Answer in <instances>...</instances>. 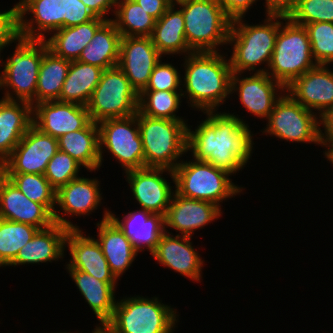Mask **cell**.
<instances>
[{
    "instance_id": "20",
    "label": "cell",
    "mask_w": 333,
    "mask_h": 333,
    "mask_svg": "<svg viewBox=\"0 0 333 333\" xmlns=\"http://www.w3.org/2000/svg\"><path fill=\"white\" fill-rule=\"evenodd\" d=\"M286 92L304 108L321 116L333 108V70L328 65H317L296 78Z\"/></svg>"
},
{
    "instance_id": "37",
    "label": "cell",
    "mask_w": 333,
    "mask_h": 333,
    "mask_svg": "<svg viewBox=\"0 0 333 333\" xmlns=\"http://www.w3.org/2000/svg\"><path fill=\"white\" fill-rule=\"evenodd\" d=\"M181 98L182 91H141L138 96V111L151 118L184 120V117L176 114L181 106Z\"/></svg>"
},
{
    "instance_id": "10",
    "label": "cell",
    "mask_w": 333,
    "mask_h": 333,
    "mask_svg": "<svg viewBox=\"0 0 333 333\" xmlns=\"http://www.w3.org/2000/svg\"><path fill=\"white\" fill-rule=\"evenodd\" d=\"M138 96L124 72L116 66L103 70L86 108L95 123L127 118L137 114Z\"/></svg>"
},
{
    "instance_id": "49",
    "label": "cell",
    "mask_w": 333,
    "mask_h": 333,
    "mask_svg": "<svg viewBox=\"0 0 333 333\" xmlns=\"http://www.w3.org/2000/svg\"><path fill=\"white\" fill-rule=\"evenodd\" d=\"M155 20H158L173 4L170 0H135Z\"/></svg>"
},
{
    "instance_id": "45",
    "label": "cell",
    "mask_w": 333,
    "mask_h": 333,
    "mask_svg": "<svg viewBox=\"0 0 333 333\" xmlns=\"http://www.w3.org/2000/svg\"><path fill=\"white\" fill-rule=\"evenodd\" d=\"M95 16L80 0H64V28L93 20Z\"/></svg>"
},
{
    "instance_id": "25",
    "label": "cell",
    "mask_w": 333,
    "mask_h": 333,
    "mask_svg": "<svg viewBox=\"0 0 333 333\" xmlns=\"http://www.w3.org/2000/svg\"><path fill=\"white\" fill-rule=\"evenodd\" d=\"M109 218L120 228L139 253L145 248L151 255L165 232L164 216L144 209L129 212L122 217V220L110 212Z\"/></svg>"
},
{
    "instance_id": "11",
    "label": "cell",
    "mask_w": 333,
    "mask_h": 333,
    "mask_svg": "<svg viewBox=\"0 0 333 333\" xmlns=\"http://www.w3.org/2000/svg\"><path fill=\"white\" fill-rule=\"evenodd\" d=\"M262 133L297 143L321 144L319 116L304 108L287 92L276 102Z\"/></svg>"
},
{
    "instance_id": "16",
    "label": "cell",
    "mask_w": 333,
    "mask_h": 333,
    "mask_svg": "<svg viewBox=\"0 0 333 333\" xmlns=\"http://www.w3.org/2000/svg\"><path fill=\"white\" fill-rule=\"evenodd\" d=\"M241 77V73H233L231 94L238 93V99L250 114L268 119L276 102L286 92V88L267 73L255 72L252 76Z\"/></svg>"
},
{
    "instance_id": "29",
    "label": "cell",
    "mask_w": 333,
    "mask_h": 333,
    "mask_svg": "<svg viewBox=\"0 0 333 333\" xmlns=\"http://www.w3.org/2000/svg\"><path fill=\"white\" fill-rule=\"evenodd\" d=\"M69 276L75 282L77 289L94 312L95 317L105 325L113 316L116 304V284H108L94 276L77 269H67ZM116 286V287H115Z\"/></svg>"
},
{
    "instance_id": "42",
    "label": "cell",
    "mask_w": 333,
    "mask_h": 333,
    "mask_svg": "<svg viewBox=\"0 0 333 333\" xmlns=\"http://www.w3.org/2000/svg\"><path fill=\"white\" fill-rule=\"evenodd\" d=\"M81 166L68 153L58 150L48 162L44 175L57 190L73 179L78 178L79 171L82 169Z\"/></svg>"
},
{
    "instance_id": "4",
    "label": "cell",
    "mask_w": 333,
    "mask_h": 333,
    "mask_svg": "<svg viewBox=\"0 0 333 333\" xmlns=\"http://www.w3.org/2000/svg\"><path fill=\"white\" fill-rule=\"evenodd\" d=\"M185 38L193 52H218L227 45L232 20L216 0H181Z\"/></svg>"
},
{
    "instance_id": "24",
    "label": "cell",
    "mask_w": 333,
    "mask_h": 333,
    "mask_svg": "<svg viewBox=\"0 0 333 333\" xmlns=\"http://www.w3.org/2000/svg\"><path fill=\"white\" fill-rule=\"evenodd\" d=\"M0 218L33 225L39 229L53 225V214L27 198L3 173L0 174Z\"/></svg>"
},
{
    "instance_id": "36",
    "label": "cell",
    "mask_w": 333,
    "mask_h": 333,
    "mask_svg": "<svg viewBox=\"0 0 333 333\" xmlns=\"http://www.w3.org/2000/svg\"><path fill=\"white\" fill-rule=\"evenodd\" d=\"M114 17L122 37H151L156 22L135 0H117Z\"/></svg>"
},
{
    "instance_id": "34",
    "label": "cell",
    "mask_w": 333,
    "mask_h": 333,
    "mask_svg": "<svg viewBox=\"0 0 333 333\" xmlns=\"http://www.w3.org/2000/svg\"><path fill=\"white\" fill-rule=\"evenodd\" d=\"M103 69L80 61H71L68 74L63 83L59 101L88 104L90 97L100 81Z\"/></svg>"
},
{
    "instance_id": "26",
    "label": "cell",
    "mask_w": 333,
    "mask_h": 333,
    "mask_svg": "<svg viewBox=\"0 0 333 333\" xmlns=\"http://www.w3.org/2000/svg\"><path fill=\"white\" fill-rule=\"evenodd\" d=\"M109 210H104L103 218L97 223V242L107 260L111 272L119 280L136 259L138 252L120 228L109 218Z\"/></svg>"
},
{
    "instance_id": "53",
    "label": "cell",
    "mask_w": 333,
    "mask_h": 333,
    "mask_svg": "<svg viewBox=\"0 0 333 333\" xmlns=\"http://www.w3.org/2000/svg\"><path fill=\"white\" fill-rule=\"evenodd\" d=\"M100 325L98 324L97 326H95L96 328H94V331L92 330V333H97L98 327ZM58 333V332H57ZM59 333H69V332H59ZM78 333V332H77Z\"/></svg>"
},
{
    "instance_id": "14",
    "label": "cell",
    "mask_w": 333,
    "mask_h": 333,
    "mask_svg": "<svg viewBox=\"0 0 333 333\" xmlns=\"http://www.w3.org/2000/svg\"><path fill=\"white\" fill-rule=\"evenodd\" d=\"M166 172L175 183L173 170L166 168L144 167L124 172L134 199L141 209L165 216L175 190L163 177Z\"/></svg>"
},
{
    "instance_id": "21",
    "label": "cell",
    "mask_w": 333,
    "mask_h": 333,
    "mask_svg": "<svg viewBox=\"0 0 333 333\" xmlns=\"http://www.w3.org/2000/svg\"><path fill=\"white\" fill-rule=\"evenodd\" d=\"M165 231L157 243L156 249L151 254L159 262L158 264L168 267L180 273L185 278L199 282L202 278V267L205 260L192 246V237L174 235Z\"/></svg>"
},
{
    "instance_id": "50",
    "label": "cell",
    "mask_w": 333,
    "mask_h": 333,
    "mask_svg": "<svg viewBox=\"0 0 333 333\" xmlns=\"http://www.w3.org/2000/svg\"><path fill=\"white\" fill-rule=\"evenodd\" d=\"M319 123L324 128L321 130L320 127L321 143H333V108L326 110L319 116Z\"/></svg>"
},
{
    "instance_id": "54",
    "label": "cell",
    "mask_w": 333,
    "mask_h": 333,
    "mask_svg": "<svg viewBox=\"0 0 333 333\" xmlns=\"http://www.w3.org/2000/svg\"><path fill=\"white\" fill-rule=\"evenodd\" d=\"M172 3H176L178 1H181V0H170Z\"/></svg>"
},
{
    "instance_id": "23",
    "label": "cell",
    "mask_w": 333,
    "mask_h": 333,
    "mask_svg": "<svg viewBox=\"0 0 333 333\" xmlns=\"http://www.w3.org/2000/svg\"><path fill=\"white\" fill-rule=\"evenodd\" d=\"M66 246L71 259L65 269H77L108 284H117L101 246L92 236H85L81 229H69Z\"/></svg>"
},
{
    "instance_id": "13",
    "label": "cell",
    "mask_w": 333,
    "mask_h": 333,
    "mask_svg": "<svg viewBox=\"0 0 333 333\" xmlns=\"http://www.w3.org/2000/svg\"><path fill=\"white\" fill-rule=\"evenodd\" d=\"M57 151L58 139L32 125L1 164L2 173L44 174Z\"/></svg>"
},
{
    "instance_id": "6",
    "label": "cell",
    "mask_w": 333,
    "mask_h": 333,
    "mask_svg": "<svg viewBox=\"0 0 333 333\" xmlns=\"http://www.w3.org/2000/svg\"><path fill=\"white\" fill-rule=\"evenodd\" d=\"M14 43L16 46L13 55H9L6 61L3 58L0 60V66L4 64L0 73V89H7L2 98L24 101L34 106L37 79L44 55V40L18 36Z\"/></svg>"
},
{
    "instance_id": "19",
    "label": "cell",
    "mask_w": 333,
    "mask_h": 333,
    "mask_svg": "<svg viewBox=\"0 0 333 333\" xmlns=\"http://www.w3.org/2000/svg\"><path fill=\"white\" fill-rule=\"evenodd\" d=\"M18 34L21 37L45 40L46 33L64 28V0H19ZM27 14L31 19H27ZM33 17V18H32Z\"/></svg>"
},
{
    "instance_id": "28",
    "label": "cell",
    "mask_w": 333,
    "mask_h": 333,
    "mask_svg": "<svg viewBox=\"0 0 333 333\" xmlns=\"http://www.w3.org/2000/svg\"><path fill=\"white\" fill-rule=\"evenodd\" d=\"M33 125V106L24 101L0 99V164L12 153Z\"/></svg>"
},
{
    "instance_id": "22",
    "label": "cell",
    "mask_w": 333,
    "mask_h": 333,
    "mask_svg": "<svg viewBox=\"0 0 333 333\" xmlns=\"http://www.w3.org/2000/svg\"><path fill=\"white\" fill-rule=\"evenodd\" d=\"M222 208L202 200L180 196L176 192L164 216L167 228L179 232L178 235L192 237L194 231L202 229L222 215Z\"/></svg>"
},
{
    "instance_id": "8",
    "label": "cell",
    "mask_w": 333,
    "mask_h": 333,
    "mask_svg": "<svg viewBox=\"0 0 333 333\" xmlns=\"http://www.w3.org/2000/svg\"><path fill=\"white\" fill-rule=\"evenodd\" d=\"M145 167L174 170L187 153L186 120L151 118L138 111Z\"/></svg>"
},
{
    "instance_id": "18",
    "label": "cell",
    "mask_w": 333,
    "mask_h": 333,
    "mask_svg": "<svg viewBox=\"0 0 333 333\" xmlns=\"http://www.w3.org/2000/svg\"><path fill=\"white\" fill-rule=\"evenodd\" d=\"M90 122L87 108L79 104L55 100L33 106V125L57 139L69 132L85 128Z\"/></svg>"
},
{
    "instance_id": "33",
    "label": "cell",
    "mask_w": 333,
    "mask_h": 333,
    "mask_svg": "<svg viewBox=\"0 0 333 333\" xmlns=\"http://www.w3.org/2000/svg\"><path fill=\"white\" fill-rule=\"evenodd\" d=\"M121 34L115 24L106 21L95 33L90 43L82 50L78 61L110 69L119 61Z\"/></svg>"
},
{
    "instance_id": "30",
    "label": "cell",
    "mask_w": 333,
    "mask_h": 333,
    "mask_svg": "<svg viewBox=\"0 0 333 333\" xmlns=\"http://www.w3.org/2000/svg\"><path fill=\"white\" fill-rule=\"evenodd\" d=\"M151 40L163 56L193 53L186 43L183 13L174 3L156 20Z\"/></svg>"
},
{
    "instance_id": "44",
    "label": "cell",
    "mask_w": 333,
    "mask_h": 333,
    "mask_svg": "<svg viewBox=\"0 0 333 333\" xmlns=\"http://www.w3.org/2000/svg\"><path fill=\"white\" fill-rule=\"evenodd\" d=\"M18 36V9L15 4L7 11H0V60L3 49L10 46Z\"/></svg>"
},
{
    "instance_id": "2",
    "label": "cell",
    "mask_w": 333,
    "mask_h": 333,
    "mask_svg": "<svg viewBox=\"0 0 333 333\" xmlns=\"http://www.w3.org/2000/svg\"><path fill=\"white\" fill-rule=\"evenodd\" d=\"M226 58L220 52H193L184 57L182 96L189 99L192 109L216 111L232 95L233 72Z\"/></svg>"
},
{
    "instance_id": "41",
    "label": "cell",
    "mask_w": 333,
    "mask_h": 333,
    "mask_svg": "<svg viewBox=\"0 0 333 333\" xmlns=\"http://www.w3.org/2000/svg\"><path fill=\"white\" fill-rule=\"evenodd\" d=\"M288 17L303 26L315 22L333 23V0H299Z\"/></svg>"
},
{
    "instance_id": "43",
    "label": "cell",
    "mask_w": 333,
    "mask_h": 333,
    "mask_svg": "<svg viewBox=\"0 0 333 333\" xmlns=\"http://www.w3.org/2000/svg\"><path fill=\"white\" fill-rule=\"evenodd\" d=\"M171 63L160 60L153 69L148 85L142 91H182V77Z\"/></svg>"
},
{
    "instance_id": "17",
    "label": "cell",
    "mask_w": 333,
    "mask_h": 333,
    "mask_svg": "<svg viewBox=\"0 0 333 333\" xmlns=\"http://www.w3.org/2000/svg\"><path fill=\"white\" fill-rule=\"evenodd\" d=\"M162 57L151 37H122L117 66L139 94L148 85L151 73Z\"/></svg>"
},
{
    "instance_id": "7",
    "label": "cell",
    "mask_w": 333,
    "mask_h": 333,
    "mask_svg": "<svg viewBox=\"0 0 333 333\" xmlns=\"http://www.w3.org/2000/svg\"><path fill=\"white\" fill-rule=\"evenodd\" d=\"M316 66L306 27L282 15L267 74L286 88Z\"/></svg>"
},
{
    "instance_id": "3",
    "label": "cell",
    "mask_w": 333,
    "mask_h": 333,
    "mask_svg": "<svg viewBox=\"0 0 333 333\" xmlns=\"http://www.w3.org/2000/svg\"><path fill=\"white\" fill-rule=\"evenodd\" d=\"M282 15L266 14L263 24L249 25L243 18L232 20L228 45L233 46L230 56V66L233 73L255 72L267 73L275 40L281 25Z\"/></svg>"
},
{
    "instance_id": "27",
    "label": "cell",
    "mask_w": 333,
    "mask_h": 333,
    "mask_svg": "<svg viewBox=\"0 0 333 333\" xmlns=\"http://www.w3.org/2000/svg\"><path fill=\"white\" fill-rule=\"evenodd\" d=\"M68 228L54 223L39 229L34 237L18 252L16 258L8 266L39 264L58 261L64 258Z\"/></svg>"
},
{
    "instance_id": "5",
    "label": "cell",
    "mask_w": 333,
    "mask_h": 333,
    "mask_svg": "<svg viewBox=\"0 0 333 333\" xmlns=\"http://www.w3.org/2000/svg\"><path fill=\"white\" fill-rule=\"evenodd\" d=\"M176 313L158 297H123L116 301L113 316L105 326L113 333H173L179 322Z\"/></svg>"
},
{
    "instance_id": "51",
    "label": "cell",
    "mask_w": 333,
    "mask_h": 333,
    "mask_svg": "<svg viewBox=\"0 0 333 333\" xmlns=\"http://www.w3.org/2000/svg\"><path fill=\"white\" fill-rule=\"evenodd\" d=\"M322 146L326 147L327 149L324 151V155L327 158V161L331 162L333 166V143H321Z\"/></svg>"
},
{
    "instance_id": "40",
    "label": "cell",
    "mask_w": 333,
    "mask_h": 333,
    "mask_svg": "<svg viewBox=\"0 0 333 333\" xmlns=\"http://www.w3.org/2000/svg\"><path fill=\"white\" fill-rule=\"evenodd\" d=\"M317 65L333 64V23L315 22L305 25Z\"/></svg>"
},
{
    "instance_id": "32",
    "label": "cell",
    "mask_w": 333,
    "mask_h": 333,
    "mask_svg": "<svg viewBox=\"0 0 333 333\" xmlns=\"http://www.w3.org/2000/svg\"><path fill=\"white\" fill-rule=\"evenodd\" d=\"M58 150L68 153L89 172L101 167L99 151V129L91 121L85 128L69 132L58 138Z\"/></svg>"
},
{
    "instance_id": "12",
    "label": "cell",
    "mask_w": 333,
    "mask_h": 333,
    "mask_svg": "<svg viewBox=\"0 0 333 333\" xmlns=\"http://www.w3.org/2000/svg\"><path fill=\"white\" fill-rule=\"evenodd\" d=\"M100 163L105 149L118 160L125 172L145 167L143 143L139 133L138 112L127 118L106 119L97 123ZM104 147V149H103Z\"/></svg>"
},
{
    "instance_id": "9",
    "label": "cell",
    "mask_w": 333,
    "mask_h": 333,
    "mask_svg": "<svg viewBox=\"0 0 333 333\" xmlns=\"http://www.w3.org/2000/svg\"><path fill=\"white\" fill-rule=\"evenodd\" d=\"M175 192L180 196L213 203L221 202L242 193L243 187L235 185L231 174L205 161H183L173 170ZM228 198V199H227Z\"/></svg>"
},
{
    "instance_id": "47",
    "label": "cell",
    "mask_w": 333,
    "mask_h": 333,
    "mask_svg": "<svg viewBox=\"0 0 333 333\" xmlns=\"http://www.w3.org/2000/svg\"><path fill=\"white\" fill-rule=\"evenodd\" d=\"M82 1L88 9L93 13L95 17H99L102 19H105L107 21L111 20L106 15L109 13L111 10L115 12L117 0H80ZM114 8V9H112Z\"/></svg>"
},
{
    "instance_id": "38",
    "label": "cell",
    "mask_w": 333,
    "mask_h": 333,
    "mask_svg": "<svg viewBox=\"0 0 333 333\" xmlns=\"http://www.w3.org/2000/svg\"><path fill=\"white\" fill-rule=\"evenodd\" d=\"M39 228L0 218V267L8 266Z\"/></svg>"
},
{
    "instance_id": "31",
    "label": "cell",
    "mask_w": 333,
    "mask_h": 333,
    "mask_svg": "<svg viewBox=\"0 0 333 333\" xmlns=\"http://www.w3.org/2000/svg\"><path fill=\"white\" fill-rule=\"evenodd\" d=\"M106 21L95 17L93 20L77 26L60 28L54 31L48 39H45L48 49L58 57L77 61L82 50Z\"/></svg>"
},
{
    "instance_id": "1",
    "label": "cell",
    "mask_w": 333,
    "mask_h": 333,
    "mask_svg": "<svg viewBox=\"0 0 333 333\" xmlns=\"http://www.w3.org/2000/svg\"><path fill=\"white\" fill-rule=\"evenodd\" d=\"M206 119L192 130L187 125V152L198 161L236 174L251 158L253 133L241 117L231 113L205 111ZM192 130V131H191Z\"/></svg>"
},
{
    "instance_id": "48",
    "label": "cell",
    "mask_w": 333,
    "mask_h": 333,
    "mask_svg": "<svg viewBox=\"0 0 333 333\" xmlns=\"http://www.w3.org/2000/svg\"><path fill=\"white\" fill-rule=\"evenodd\" d=\"M299 0H265V14L287 16L294 10Z\"/></svg>"
},
{
    "instance_id": "35",
    "label": "cell",
    "mask_w": 333,
    "mask_h": 333,
    "mask_svg": "<svg viewBox=\"0 0 333 333\" xmlns=\"http://www.w3.org/2000/svg\"><path fill=\"white\" fill-rule=\"evenodd\" d=\"M70 63L71 61L58 57L50 51L44 40V55L37 79L35 104L46 101H59Z\"/></svg>"
},
{
    "instance_id": "52",
    "label": "cell",
    "mask_w": 333,
    "mask_h": 333,
    "mask_svg": "<svg viewBox=\"0 0 333 333\" xmlns=\"http://www.w3.org/2000/svg\"><path fill=\"white\" fill-rule=\"evenodd\" d=\"M97 333H113L105 325H100L98 327Z\"/></svg>"
},
{
    "instance_id": "46",
    "label": "cell",
    "mask_w": 333,
    "mask_h": 333,
    "mask_svg": "<svg viewBox=\"0 0 333 333\" xmlns=\"http://www.w3.org/2000/svg\"><path fill=\"white\" fill-rule=\"evenodd\" d=\"M222 7L226 15L235 20L245 18V14L251 6L258 0H216Z\"/></svg>"
},
{
    "instance_id": "15",
    "label": "cell",
    "mask_w": 333,
    "mask_h": 333,
    "mask_svg": "<svg viewBox=\"0 0 333 333\" xmlns=\"http://www.w3.org/2000/svg\"><path fill=\"white\" fill-rule=\"evenodd\" d=\"M98 179L78 177L56 190V209L53 212L54 222L68 229H79L77 224L67 220L68 216L90 215L100 206L102 193H100ZM60 208L61 211L57 208ZM64 216V217H63Z\"/></svg>"
},
{
    "instance_id": "39",
    "label": "cell",
    "mask_w": 333,
    "mask_h": 333,
    "mask_svg": "<svg viewBox=\"0 0 333 333\" xmlns=\"http://www.w3.org/2000/svg\"><path fill=\"white\" fill-rule=\"evenodd\" d=\"M27 198L43 204L52 214L56 208V189L44 174L3 173Z\"/></svg>"
}]
</instances>
